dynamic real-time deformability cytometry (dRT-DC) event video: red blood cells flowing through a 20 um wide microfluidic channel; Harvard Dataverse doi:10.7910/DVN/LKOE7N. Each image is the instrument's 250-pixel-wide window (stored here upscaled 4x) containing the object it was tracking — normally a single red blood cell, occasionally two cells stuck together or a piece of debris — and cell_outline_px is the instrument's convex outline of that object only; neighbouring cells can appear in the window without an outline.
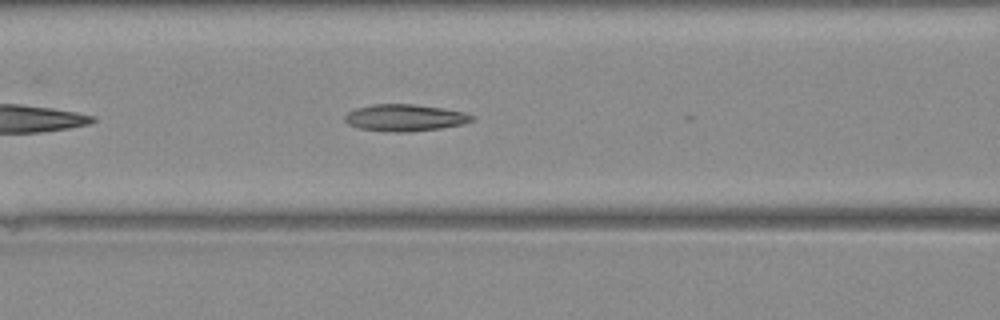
{"species": "Egyptian fruit bat (a non-hibernating species)", "species_latin": "Rousettus aegyptiacus", "temperature_condition": "warm", "stored_images_in_passage": 20, "camera_frame_rate_fps": 3000, "um_per_image_px": 0.085, "animal": {"sex": "female"}, "frame": {"image": 1, "passage_image": 7, "time_ms": 2.0, "image_size_px": [1000, 320], "cell_outline_px": [[476, 116], [472, 120], [460, 124], [440, 128], [404, 132], [400, 132], [360, 128], [348, 124], [344, 120], [344, 116], [348, 112], [356, 108], [376, 104], [412, 104], [440, 108], [460, 112]], "centroid_in_image_um": [34.37, 10.0], "position_along_channel_um": 132.2, "area_um2": 19.31}}
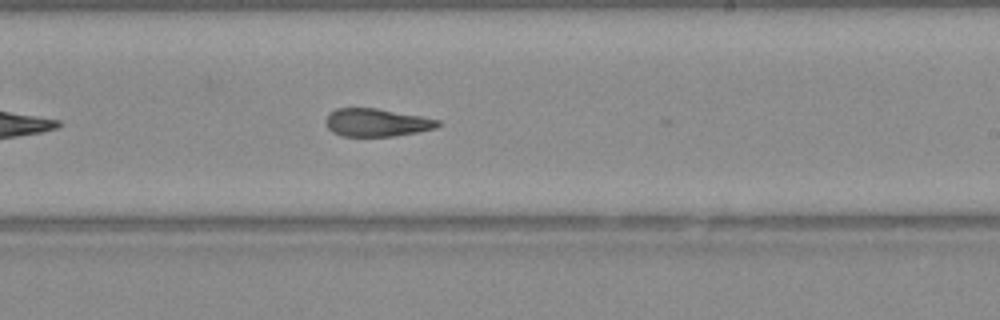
{"frame": {"image": 2, "passage_image": 15, "time_ms": 4.667, "image_size_px": [1000, 320], "cell_outline_px": [[440, 124], [436, 128], [416, 132], [392, 136], [340, 136], [332, 132], [328, 128], [328, 116], [336, 108], [376, 108], [420, 116], [440, 120]], "centroid_in_image_um": [32.03, 10.42], "position_along_channel_um": 257.0, "area_um2": 17.92}}
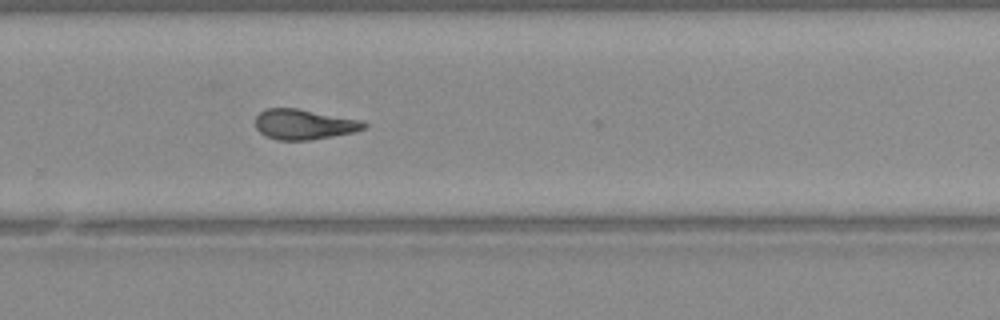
{"frame": {"image": 3, "passage_image": 18, "time_ms": 5.667, "image_size_px": [1000, 320], "cell_outline_px": [[368, 124], [364, 128], [352, 132], [332, 136], [308, 140], [276, 140], [264, 136], [256, 128], [256, 116], [260, 112], [268, 108], [296, 108], [364, 120]], "centroid_in_image_um": [25.83, 10.56], "position_along_channel_um": 304.0, "area_um2": 19.13}}